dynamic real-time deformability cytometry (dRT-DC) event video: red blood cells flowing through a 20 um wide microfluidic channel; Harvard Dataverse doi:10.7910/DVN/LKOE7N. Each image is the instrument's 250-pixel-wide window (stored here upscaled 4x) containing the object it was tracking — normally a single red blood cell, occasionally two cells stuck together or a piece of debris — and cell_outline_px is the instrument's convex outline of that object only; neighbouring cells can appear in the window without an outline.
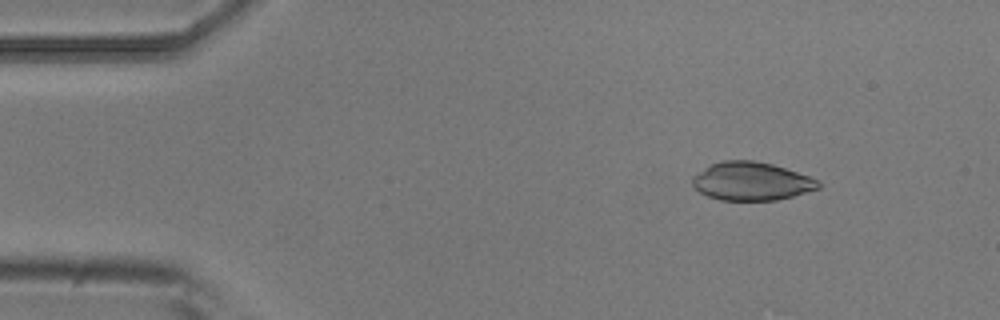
{"species": "common noctule bat (a hibernating species)", "species_latin": "Nyctalus noctula", "temperature_condition": "room temperature", "stored_images_in_passage": 5, "camera_frame_rate_fps": 3000, "um_per_image_px": 0.085, "animal": {"sex": "male", "body_mass_g": 20.5, "forearm_length_mm": 52.5}, "frame": {"image": 1, "passage_image": 2, "time_ms": 0.333, "image_size_px": [1000, 320], "cell_outline_px": [[820, 188], [792, 196], [776, 200], [720, 200], [708, 196], [700, 192], [692, 184], [692, 176], [704, 168], [712, 164], [724, 160], [752, 160], [772, 164], [820, 180]], "centroid_in_image_um": [63.86, 15.41], "position_along_channel_um": 21.1, "area_um2": 27.92}}